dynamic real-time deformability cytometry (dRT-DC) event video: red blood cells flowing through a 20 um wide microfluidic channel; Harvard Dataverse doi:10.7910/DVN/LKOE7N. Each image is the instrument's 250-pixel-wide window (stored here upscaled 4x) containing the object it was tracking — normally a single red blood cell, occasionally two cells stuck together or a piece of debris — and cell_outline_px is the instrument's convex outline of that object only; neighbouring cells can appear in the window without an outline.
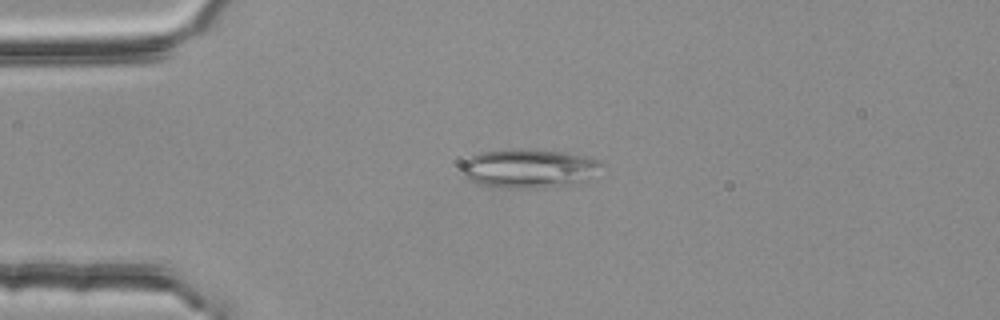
{"species": "common noctule bat (a hibernating species)", "species_latin": "Nyctalus noctula", "temperature_condition": "room temperature", "stored_images_in_passage": 42, "segment_of_instrument_passage": [1, 2], "camera_frame_rate_fps": 3000, "um_per_image_px": 0.085, "animal": {"sex": "female", "body_mass_g": 25.1}, "frame": {"image": 1, "passage_image": 1, "time_ms": 0.0, "image_size_px": [1000, 320], "cell_outline_px": [[604, 164], [588, 180], [572, 184], [544, 188], [488, 188], [464, 176], [460, 168], [460, 164], [468, 156], [480, 152], [512, 148], [524, 148], [560, 152], [580, 156], [596, 160]], "centroid_in_image_um": [44.86, 14.32], "position_along_channel_um": 40.1, "area_um2": 32.14}}